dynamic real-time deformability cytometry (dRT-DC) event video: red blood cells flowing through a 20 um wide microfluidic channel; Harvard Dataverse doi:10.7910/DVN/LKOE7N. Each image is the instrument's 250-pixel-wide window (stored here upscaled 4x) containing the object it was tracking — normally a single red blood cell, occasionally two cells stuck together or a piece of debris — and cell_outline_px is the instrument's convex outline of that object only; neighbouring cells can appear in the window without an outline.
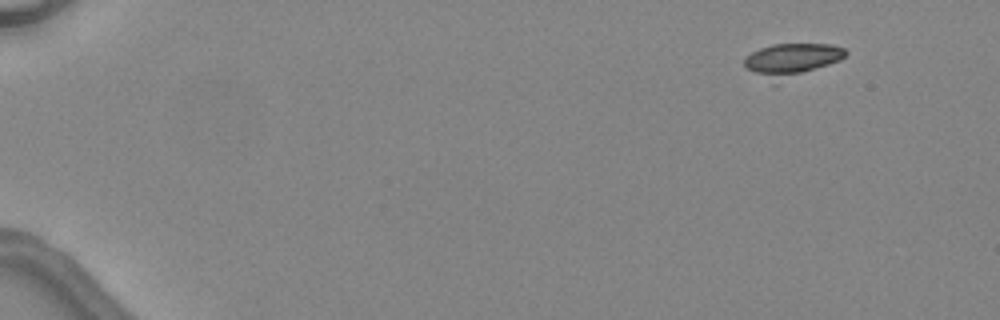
{"species": "common noctule bat (a hibernating species)", "species_latin": "Nyctalus noctula", "temperature_condition": "warm", "stored_images_in_passage": 5, "segment_of_instrument_passage": [1, 2], "camera_frame_rate_fps": 3000, "um_per_image_px": 0.085, "animal": {"sex": "female", "body_mass_g": 24.6, "forearm_length_mm": 56.2}, "frame": {"image": 1, "passage_image": 1, "time_ms": 0.0, "image_size_px": [1000, 320], "cell_outline_px": [[848, 52], [840, 60], [776, 84], [744, 68], [744, 56], [760, 48], [772, 44], [832, 44], [844, 48]], "centroid_in_image_um": [67.24, 5.1], "position_along_channel_um": 17.8, "area_um2": 19.59}}
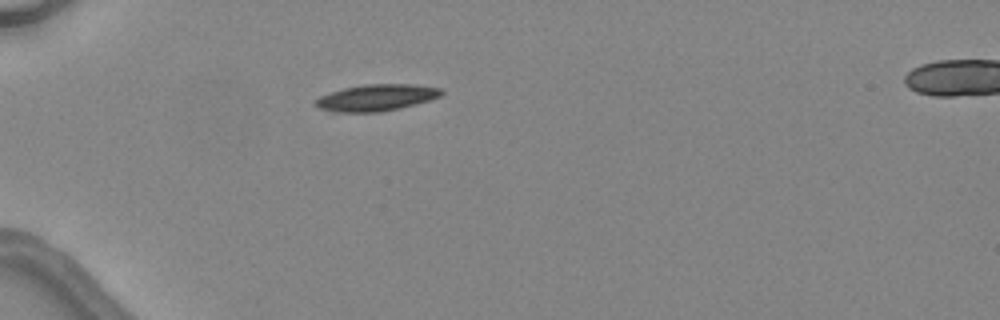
{"frame": {"image": 2, "passage_image": 4, "time_ms": 3.667, "image_size_px": [1000, 320], "cell_outline_px": [[444, 92], [440, 96], [428, 100], [400, 108], [380, 112], [332, 112], [316, 108], [312, 104], [320, 96], [344, 88], [364, 84], [412, 84], [440, 88]], "centroid_in_image_um": [31.94, 8.31], "position_along_channel_um": 53.1, "area_um2": 19.48}}